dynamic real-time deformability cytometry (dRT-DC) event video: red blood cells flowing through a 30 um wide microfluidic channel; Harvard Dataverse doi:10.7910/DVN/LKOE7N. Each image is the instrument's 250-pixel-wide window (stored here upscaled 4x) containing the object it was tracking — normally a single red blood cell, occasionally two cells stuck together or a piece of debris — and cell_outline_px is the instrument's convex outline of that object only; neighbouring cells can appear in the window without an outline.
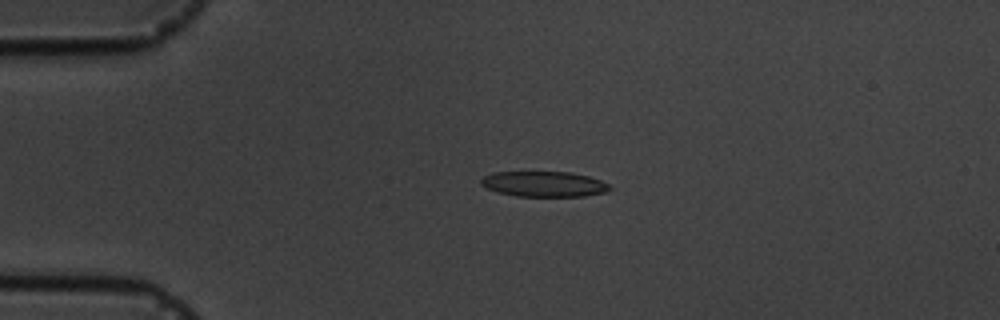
{"species": "common noctule bat (a hibernating species)", "species_latin": "Nyctalus noctula", "temperature_condition": "cold", "stored_images_in_passage": 6, "camera_frame_rate_fps": 3000, "um_per_image_px": 0.085, "animal": {"sex": "male", "body_mass_g": 19.5, "forearm_length_mm": 54.6}, "frame": {"image": 1, "passage_image": 4, "time_ms": 3.667, "image_size_px": [1000, 320], "cell_outline_px": [[612, 188], [604, 192], [584, 196], [516, 196], [500, 192], [488, 188], [480, 184], [480, 180], [484, 176], [492, 172], [572, 172], [588, 176], [600, 180], [608, 184]], "centroid_in_image_um": [46.23, 15.63], "position_along_channel_um": 38.8, "area_um2": 18.9}}
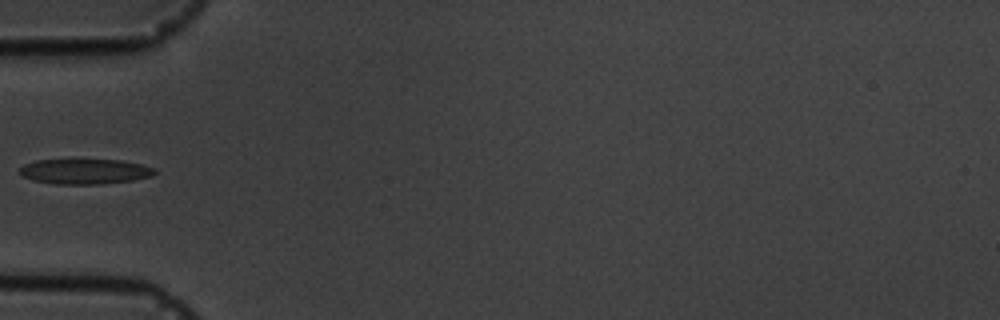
{"frame": {"image": 2, "passage_image": 6, "time_ms": 5.667, "image_size_px": [1000, 320], "cell_outline_px": [[156, 172], [152, 176], [132, 180], [100, 184], [56, 184], [32, 180], [20, 176], [20, 168], [24, 164], [36, 160], [124, 160], [156, 168]], "centroid_in_image_um": [7.2, 14.57], "position_along_channel_um": 77.8, "area_um2": 19.83}}